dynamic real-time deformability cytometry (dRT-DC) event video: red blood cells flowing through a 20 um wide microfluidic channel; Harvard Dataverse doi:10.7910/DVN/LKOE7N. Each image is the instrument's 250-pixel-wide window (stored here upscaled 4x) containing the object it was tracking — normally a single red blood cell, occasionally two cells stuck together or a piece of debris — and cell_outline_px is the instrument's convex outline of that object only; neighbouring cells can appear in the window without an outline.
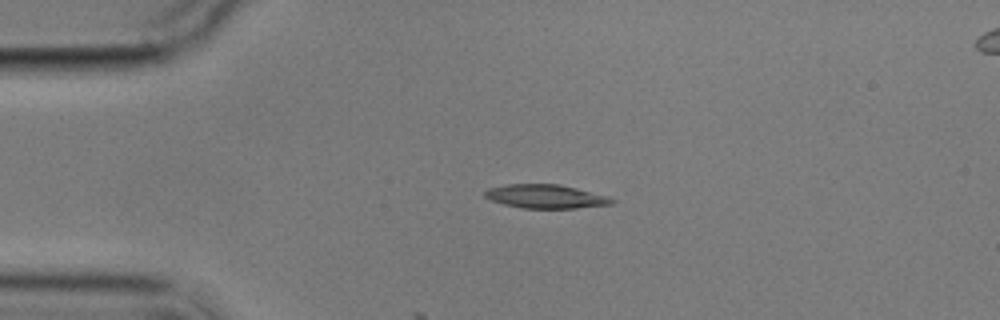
{"species": "common noctule bat (a hibernating species)", "species_latin": "Nyctalus noctula", "temperature_condition": "cold", "stored_images_in_passage": 3, "segment_of_instrument_passage": [1, 2], "camera_frame_rate_fps": 3000, "um_per_image_px": 0.085, "animal": {"sex": "male", "body_mass_g": 17.9}, "frame": {"image": 1, "passage_image": 2, "time_ms": 3.667, "image_size_px": [1000, 320], "cell_outline_px": [[616, 200], [612, 204], [576, 208], [520, 208], [504, 204], [492, 200], [484, 196], [484, 192], [488, 188], [508, 184], [560, 184], [608, 196]], "centroid_in_image_um": [46.39, 16.69], "position_along_channel_um": 38.6, "area_um2": 17.51}}